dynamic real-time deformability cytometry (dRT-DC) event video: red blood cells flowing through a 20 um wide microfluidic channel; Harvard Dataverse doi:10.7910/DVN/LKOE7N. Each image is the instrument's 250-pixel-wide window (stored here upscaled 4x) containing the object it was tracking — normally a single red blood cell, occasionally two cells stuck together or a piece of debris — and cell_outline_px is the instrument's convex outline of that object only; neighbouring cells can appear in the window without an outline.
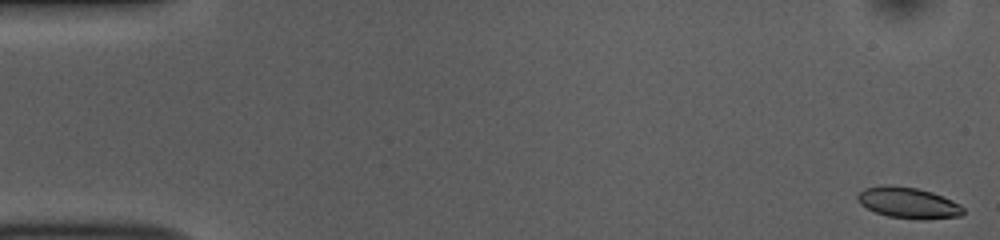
{"species": "common noctule bat (a hibernating species)", "species_latin": "Nyctalus noctula", "temperature_condition": "room temperature", "stored_images_in_passage": 52, "camera_frame_rate_fps": 3000, "um_per_image_px": 0.085, "animal": {"sex": "female", "body_mass_g": 10.0, "forearm_length_mm": 53.1}, "frame": {"image": 1, "passage_image": 1, "time_ms": 0.0, "image_size_px": [1000, 240], "cell_outline_px": [[964, 212], [960, 216], [924, 220], [916, 220], [888, 216], [876, 212], [860, 204], [856, 196], [864, 188], [880, 184], [892, 184], [916, 188], [932, 192], [952, 200], [960, 204], [964, 208]], "centroid_in_image_um": [77.2, 17.23], "position_along_channel_um": 7.8, "area_um2": 19.36}}
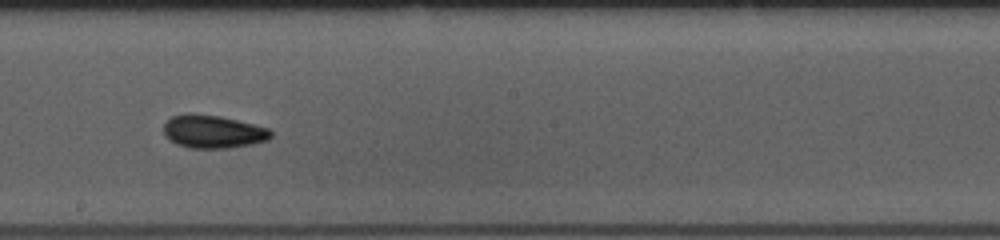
{"frame": {"image": 2, "passage_image": 29, "time_ms": 9.333, "image_size_px": [1000, 240], "cell_outline_px": [[272, 136], [268, 140], [252, 144], [228, 148], [188, 148], [176, 144], [168, 140], [164, 136], [164, 124], [172, 116], [188, 112], [220, 116], [268, 128], [272, 132]], "centroid_in_image_um": [18.07, 11.19], "position_along_channel_um": 230.1, "area_um2": 20.81}}
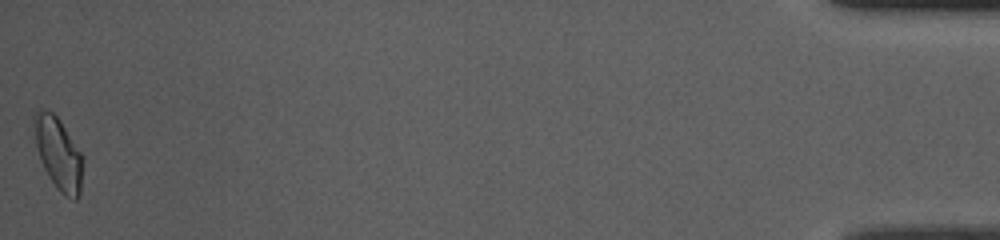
{"frame": {"image": 3, "passage_image": 52, "time_ms": 17.0, "image_size_px": [1000, 240], "cell_outline_px": [[84, 160], [80, 196], [76, 200], [72, 200], [64, 196], [56, 188], [48, 176], [40, 160], [36, 148], [32, 124], [32, 116], [40, 108], [52, 112], [60, 120], [80, 152]], "centroid_in_image_um": [4.95, 13.07], "position_along_channel_um": 430.3, "area_um2": 20.92}, "authors_computed_cell_mechanics": {"area_um2": 19.4208, "velocity_mm_per_s": 3.8499, "shape_relaxation_time_tau1_ms": 4.8805, "shape_relaxation_time_tau2_ms": 4.9453, "deformation_change_tau1": 0.112, "deformation_change_tau2": 0.0978}}